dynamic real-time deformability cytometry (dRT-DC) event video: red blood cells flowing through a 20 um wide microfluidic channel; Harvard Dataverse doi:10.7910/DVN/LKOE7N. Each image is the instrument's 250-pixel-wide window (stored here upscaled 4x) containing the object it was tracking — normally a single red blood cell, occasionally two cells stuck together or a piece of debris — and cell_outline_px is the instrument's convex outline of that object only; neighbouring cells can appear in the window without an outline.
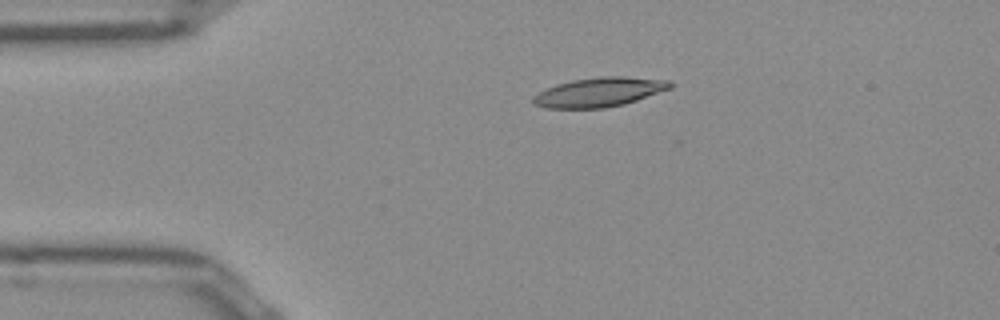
{"species": "Egyptian fruit bat (a non-hibernating species)", "species_latin": "Rousettus aegyptiacus", "temperature_condition": "room temperature", "stored_images_in_passage": 42, "camera_frame_rate_fps": 3000, "um_per_image_px": 0.085, "frame": {"image": 1, "passage_image": 1, "time_ms": 0.0, "image_size_px": [1000, 320], "cell_outline_px": [[676, 84], [672, 88], [624, 104], [604, 108], [548, 108], [532, 104], [532, 96], [556, 84], [572, 80], [600, 76], [624, 76], [672, 80]], "centroid_in_image_um": [50.98, 7.82], "position_along_channel_um": 34.0, "area_um2": 23.58}}
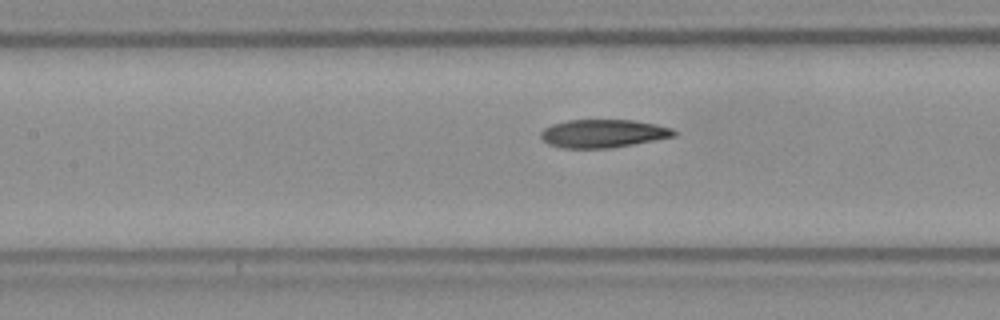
{"frame": {"image": 2, "passage_image": 13, "time_ms": 4.0, "image_size_px": [1000, 320], "cell_outline_px": [[680, 132], [676, 136], [656, 140], [608, 148], [564, 148], [548, 144], [540, 136], [540, 132], [544, 128], [552, 124], [568, 120], [632, 120], [656, 124], [672, 128]], "centroid_in_image_um": [51.29, 11.34], "position_along_channel_um": 156.1, "area_um2": 21.91}}
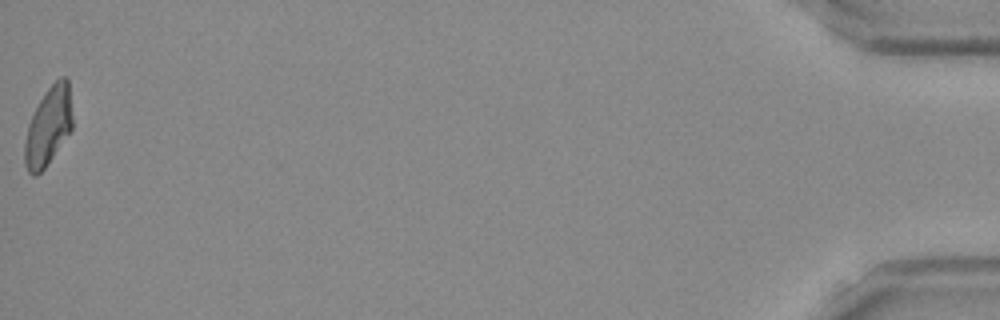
{"frame": {"image": 3, "passage_image": 42, "time_ms": 13.667, "image_size_px": [1000, 320], "cell_outline_px": [[72, 128], [44, 168], [36, 176], [32, 176], [28, 172], [24, 164], [24, 144], [28, 124], [40, 100], [48, 88], [60, 76], [64, 76], [68, 80], [72, 116]], "centroid_in_image_um": [4.09, 10.75], "position_along_channel_um": 431.1, "area_um2": 21.44}, "authors_computed_cell_mechanics": {"area_um2": 22.3108, "velocity_mm_per_s": 3.9246, "shape_relaxation_time_tau1_ms": null, "shape_relaxation_time_tau2_ms": 3.6727, "deformation_change_tau1": null, "deformation_change_tau2": 0.1172}}